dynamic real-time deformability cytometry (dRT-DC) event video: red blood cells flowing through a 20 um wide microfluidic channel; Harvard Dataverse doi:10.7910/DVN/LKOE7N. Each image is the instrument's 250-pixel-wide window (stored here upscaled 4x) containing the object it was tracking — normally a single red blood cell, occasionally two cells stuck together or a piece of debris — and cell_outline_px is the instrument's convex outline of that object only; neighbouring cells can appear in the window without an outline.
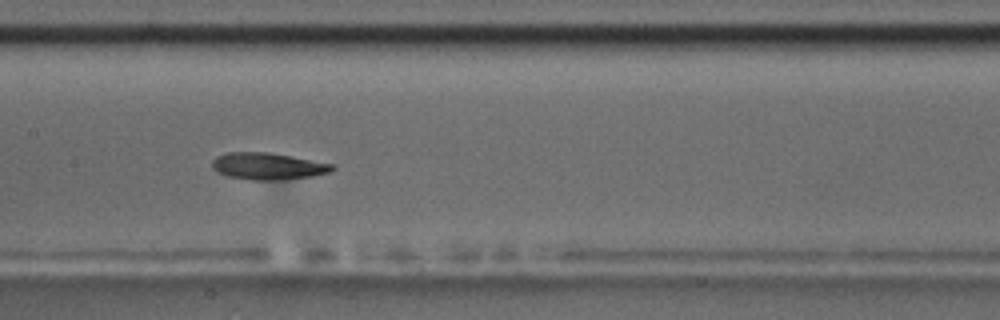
{"species": "common noctule bat (a hibernating species)", "species_latin": "Nyctalus noctula", "temperature_condition": "room temperature", "stored_images_in_passage": 40, "camera_frame_rate_fps": 3000, "um_per_image_px": 0.085, "animal": {"sex": "male", "body_mass_g": 17.5, "forearm_length_mm": 52.3}, "frame": {"image": 1, "passage_image": 12, "time_ms": 3.667, "image_size_px": [1000, 320], "cell_outline_px": [[336, 168], [328, 172], [312, 176], [280, 180], [248, 180], [228, 176], [216, 172], [212, 168], [212, 160], [216, 156], [228, 152], [268, 152], [336, 164]], "centroid_in_image_um": [22.76, 14.12], "position_along_channel_um": 184.6, "area_um2": 18.96}}
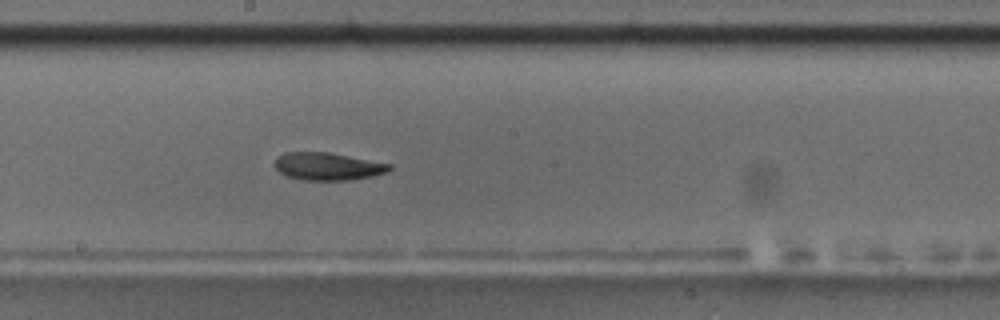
{"frame": {"image": 2, "passage_image": 15, "time_ms": 4.667, "image_size_px": [1000, 320], "cell_outline_px": [[392, 168], [388, 172], [372, 176], [352, 180], [304, 180], [288, 176], [280, 172], [272, 164], [284, 152], [328, 152], [392, 164]], "centroid_in_image_um": [27.88, 14.14], "position_along_channel_um": 220.3, "area_um2": 18.44}}
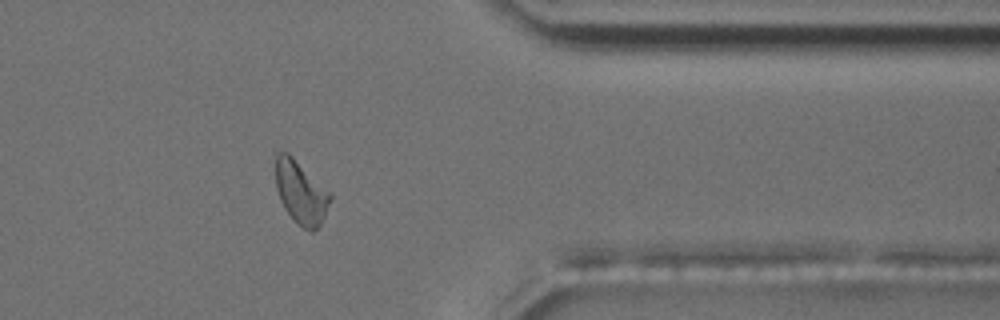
{"frame": {"image": 3, "passage_image": 30, "time_ms": 9.667, "image_size_px": [1000, 320], "cell_outline_px": [[332, 200], [320, 224], [312, 232], [304, 228], [284, 208], [280, 200], [276, 188], [276, 152], [288, 152], [332, 192]], "centroid_in_image_um": [25.6, 16.31], "position_along_channel_um": 385.8, "area_um2": 20.0}, "authors_computed_cell_mechanics": {"area_um2": 19.1607, "velocity_mm_per_s": 3.5931, "shape_relaxation_time_tau1_ms": 3.6571, "shape_relaxation_time_tau2_ms": 8.0414, "deformation_change_tau1": 0.1325, "deformation_change_tau2": 0.129}}